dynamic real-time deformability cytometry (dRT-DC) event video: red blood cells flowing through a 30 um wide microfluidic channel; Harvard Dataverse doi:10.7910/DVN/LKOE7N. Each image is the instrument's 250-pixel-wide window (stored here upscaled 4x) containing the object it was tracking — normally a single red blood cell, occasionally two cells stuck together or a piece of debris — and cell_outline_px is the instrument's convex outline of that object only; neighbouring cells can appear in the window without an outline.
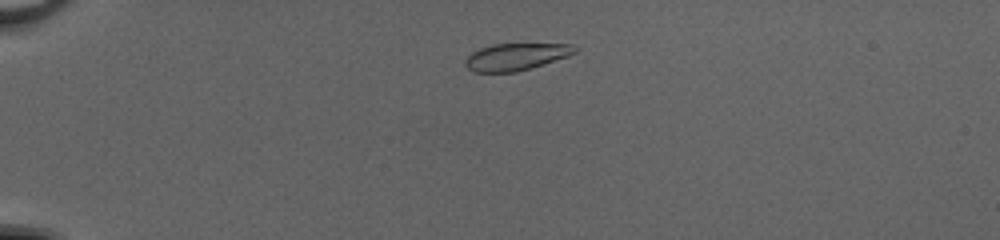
{"species": "common noctule bat (a hibernating species)", "species_latin": "Nyctalus noctula", "temperature_condition": "cold", "stored_images_in_passage": 44, "camera_frame_rate_fps": 3000, "um_per_image_px": 0.085, "animal": {"sex": "female", "body_mass_g": 20.0, "forearm_length_mm": 54.0}, "frame": {"image": 1, "passage_image": 6, "time_ms": 1.667, "image_size_px": [1000, 240], "cell_outline_px": [[576, 52], [568, 56], [532, 68], [516, 72], [476, 72], [468, 68], [464, 64], [464, 60], [472, 52], [480, 48], [492, 44], [572, 44], [576, 48]], "centroid_in_image_um": [43.84, 4.83], "position_along_channel_um": 41.2, "area_um2": 17.22}}
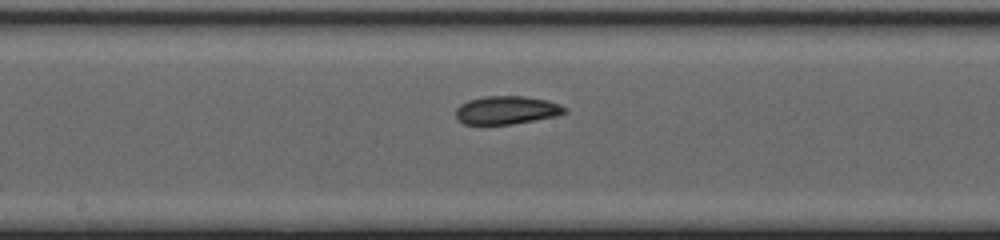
{"frame": {"image": 2, "passage_image": 22, "time_ms": 7.0, "image_size_px": [1000, 240], "cell_outline_px": [[568, 112], [556, 116], [512, 124], [464, 124], [456, 116], [456, 108], [460, 104], [468, 100], [484, 96], [524, 96], [548, 100], [560, 104], [568, 108]], "centroid_in_image_um": [43.1, 9.35], "position_along_channel_um": 205.1, "area_um2": 17.98}}
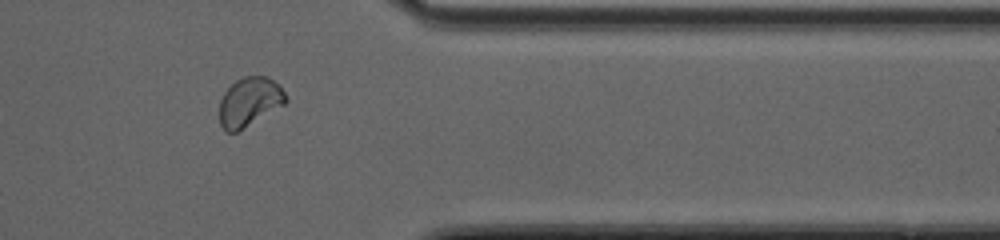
{"frame": {"image": 3, "passage_image": 36, "time_ms": 11.667, "image_size_px": [1000, 240], "cell_outline_px": [[288, 100], [284, 104], [236, 132], [224, 132], [220, 124], [220, 100], [224, 92], [236, 80], [244, 76], [268, 76], [280, 84]], "centroid_in_image_um": [21.2, 8.64], "position_along_channel_um": 390.2, "area_um2": 18.84}, "authors_computed_cell_mechanics": {"area_um2": 18.0914, "velocity_mm_per_s": 4.135, "shape_relaxation_time_tau1_ms": 3.6595, "shape_relaxation_time_tau2_ms": 1.7416, "deformation_change_tau1": 0.1195, "deformation_change_tau2": 0.0608}}